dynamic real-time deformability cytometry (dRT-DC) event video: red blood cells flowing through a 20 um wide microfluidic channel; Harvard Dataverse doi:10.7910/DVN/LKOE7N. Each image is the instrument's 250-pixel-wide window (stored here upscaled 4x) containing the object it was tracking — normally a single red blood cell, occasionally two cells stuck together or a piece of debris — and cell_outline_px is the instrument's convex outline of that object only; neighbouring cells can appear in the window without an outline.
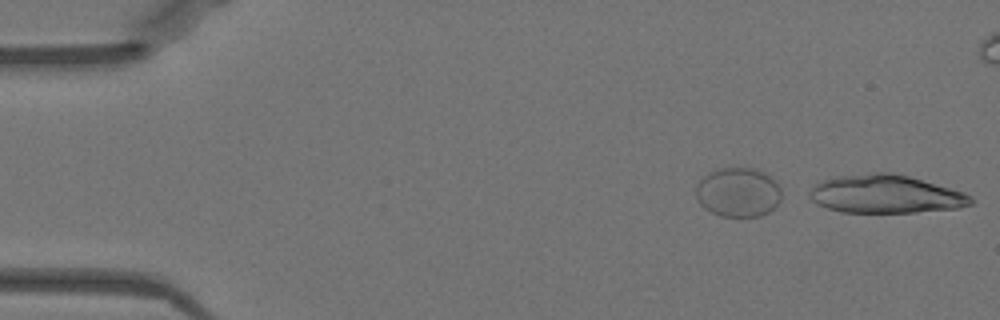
{"species": "Egyptian fruit bat (a non-hibernating species)", "species_latin": "Rousettus aegyptiacus", "temperature_condition": "warm", "stored_images_in_passage": 2, "segment_of_instrument_passage": [2, 2], "camera_frame_rate_fps": 3000, "um_per_image_px": 0.085, "animal": {"sex": "female"}, "frame": {"image": 1, "passage_image": 2, "time_ms": 0.333, "image_size_px": [1000, 320], "cell_outline_px": [[972, 204], [956, 208], [916, 212], [840, 212], [816, 204], [808, 196], [808, 192], [816, 184], [832, 176], [876, 172], [888, 172], [908, 176], [964, 192], [972, 196]], "centroid_in_image_um": [75.23, 16.49], "position_along_channel_um": 9.8, "area_um2": 35.84}}